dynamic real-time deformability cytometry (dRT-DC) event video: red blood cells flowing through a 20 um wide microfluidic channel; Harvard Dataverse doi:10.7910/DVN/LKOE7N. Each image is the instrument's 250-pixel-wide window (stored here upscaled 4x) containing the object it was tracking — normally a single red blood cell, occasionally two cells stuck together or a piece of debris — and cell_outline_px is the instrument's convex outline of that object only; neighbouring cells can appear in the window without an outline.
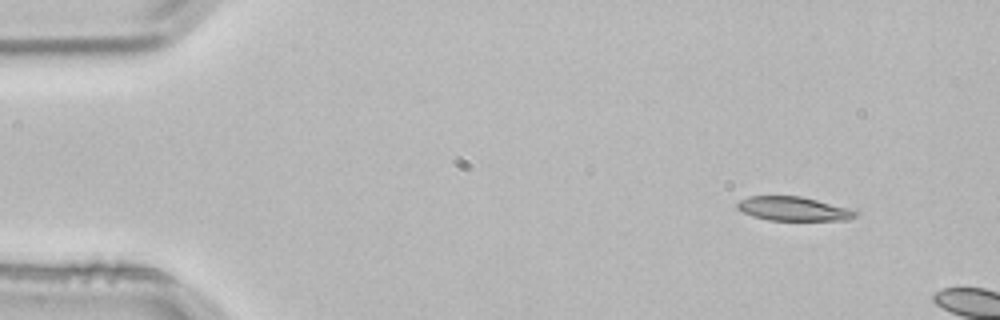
{"species": "common noctule bat (a hibernating species)", "species_latin": "Nyctalus noctula", "temperature_condition": "room temperature", "stored_images_in_passage": 2, "camera_frame_rate_fps": 3000, "um_per_image_px": 0.085, "animal": {"sex": "male", "body_mass_g": 21.5, "forearm_length_mm": 52.0}, "frame": {"image": 1, "passage_image": 1, "time_ms": 0.0, "image_size_px": [1000, 320], "cell_outline_px": [[860, 212], [856, 216], [848, 220], [768, 220], [752, 216], [736, 208], [736, 204], [740, 200], [748, 196], [800, 196], [856, 208]], "centroid_in_image_um": [67.53, 17.74], "position_along_channel_um": 17.5, "area_um2": 16.94}}